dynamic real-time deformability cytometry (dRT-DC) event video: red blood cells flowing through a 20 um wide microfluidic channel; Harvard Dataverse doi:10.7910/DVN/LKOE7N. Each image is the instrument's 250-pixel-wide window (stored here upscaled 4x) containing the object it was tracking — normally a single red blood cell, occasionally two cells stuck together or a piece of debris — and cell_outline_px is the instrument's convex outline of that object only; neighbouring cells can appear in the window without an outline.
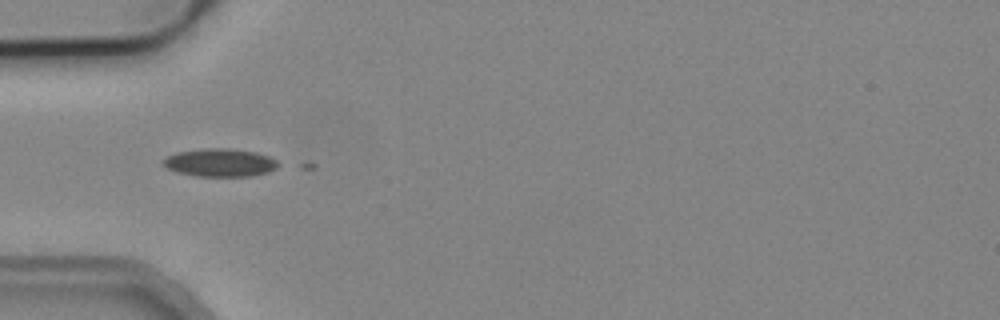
{"species": "common noctule bat (a hibernating species)", "species_latin": "Nyctalus noctula", "temperature_condition": "cold", "stored_images_in_passage": 2, "camera_frame_rate_fps": 3000, "um_per_image_px": 0.085, "animal": {"sex": "male", "body_mass_g": 19.2, "forearm_length_mm": 51.8}, "frame": {"image": 1, "passage_image": 2, "time_ms": 1.333, "image_size_px": [1000, 320], "cell_outline_px": [[284, 164], [268, 172], [252, 176], [196, 176], [176, 172], [168, 168], [160, 160], [176, 152], [204, 148], [228, 148], [256, 152], [268, 156]], "centroid_in_image_um": [18.72, 13.82], "position_along_channel_um": 66.3, "area_um2": 18.96}}